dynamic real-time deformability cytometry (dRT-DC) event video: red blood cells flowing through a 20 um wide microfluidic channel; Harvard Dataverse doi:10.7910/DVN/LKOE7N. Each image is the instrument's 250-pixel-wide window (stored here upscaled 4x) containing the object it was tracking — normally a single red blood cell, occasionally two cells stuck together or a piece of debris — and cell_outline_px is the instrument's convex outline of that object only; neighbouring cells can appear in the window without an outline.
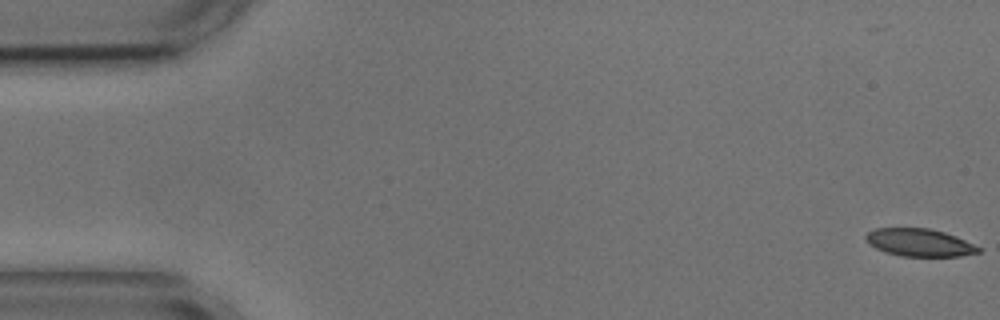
{"species": "common noctule bat (a hibernating species)", "species_latin": "Nyctalus noctula", "temperature_condition": "cold", "stored_images_in_passage": 15, "camera_frame_rate_fps": 3000, "um_per_image_px": 0.085, "animal": {"sex": "male", "body_mass_g": 17.9, "forearm_length_mm": 54.2}, "frame": {"image": 1, "passage_image": 1, "time_ms": 0.0, "image_size_px": [1000, 320], "cell_outline_px": [[980, 252], [960, 256], [900, 256], [884, 252], [868, 244], [864, 236], [868, 232], [876, 228], [928, 228], [944, 232], [956, 236], [980, 248]], "centroid_in_image_um": [78.1, 20.62], "position_along_channel_um": 6.9, "area_um2": 18.09}}
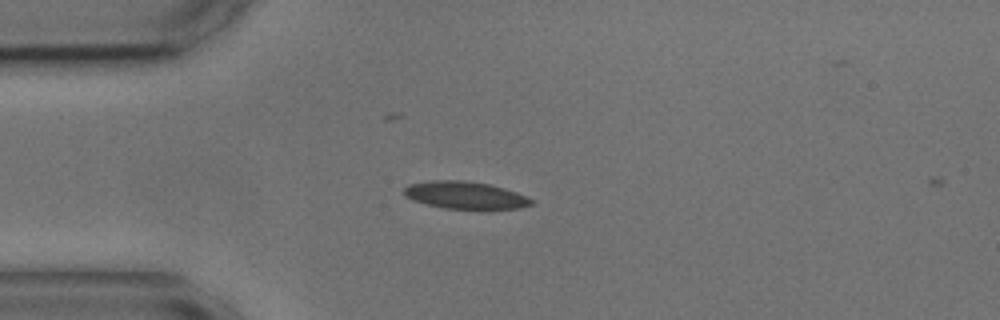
{"frame": {"image": 2, "passage_image": 14, "time_ms": 4.333, "image_size_px": [1000, 320], "cell_outline_px": [[532, 204], [520, 208], [488, 212], [484, 212], [444, 208], [428, 204], [404, 196], [404, 188], [408, 184], [432, 180], [464, 180], [488, 184], [504, 188], [516, 192], [532, 200]], "centroid_in_image_um": [39.59, 16.64], "position_along_channel_um": 45.4, "area_um2": 20.98}}